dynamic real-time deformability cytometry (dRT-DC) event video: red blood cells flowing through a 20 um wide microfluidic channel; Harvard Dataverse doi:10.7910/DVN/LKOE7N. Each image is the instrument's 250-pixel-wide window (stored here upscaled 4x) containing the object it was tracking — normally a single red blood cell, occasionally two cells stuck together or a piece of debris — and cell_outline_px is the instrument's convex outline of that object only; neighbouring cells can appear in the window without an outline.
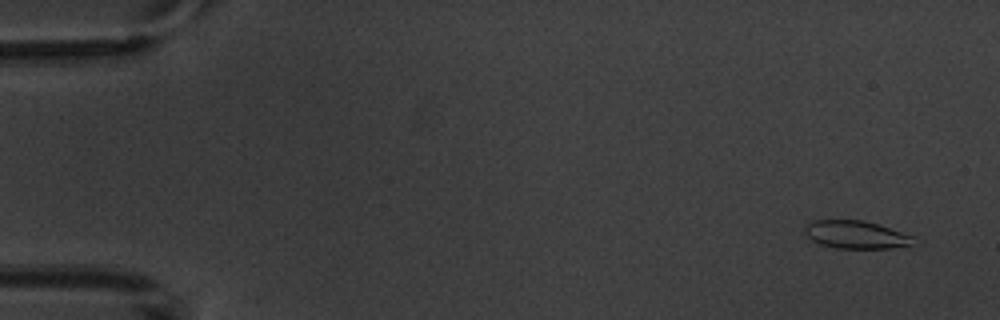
{"species": "common noctule bat (a hibernating species)", "species_latin": "Nyctalus noctula", "temperature_condition": "warm", "stored_images_in_passage": 5, "camera_frame_rate_fps": 3000, "um_per_image_px": 0.085, "animal": {"sex": "male", "body_mass_g": 20.1, "forearm_length_mm": 53.5}, "frame": {"image": 1, "passage_image": 1, "time_ms": 0.0, "image_size_px": [1000, 320], "cell_outline_px": [[916, 236], [908, 244], [888, 248], [836, 248], [820, 244], [812, 240], [804, 232], [804, 224], [812, 220], [864, 220]], "centroid_in_image_um": [72.68, 19.93], "position_along_channel_um": 12.3, "area_um2": 17.51}}